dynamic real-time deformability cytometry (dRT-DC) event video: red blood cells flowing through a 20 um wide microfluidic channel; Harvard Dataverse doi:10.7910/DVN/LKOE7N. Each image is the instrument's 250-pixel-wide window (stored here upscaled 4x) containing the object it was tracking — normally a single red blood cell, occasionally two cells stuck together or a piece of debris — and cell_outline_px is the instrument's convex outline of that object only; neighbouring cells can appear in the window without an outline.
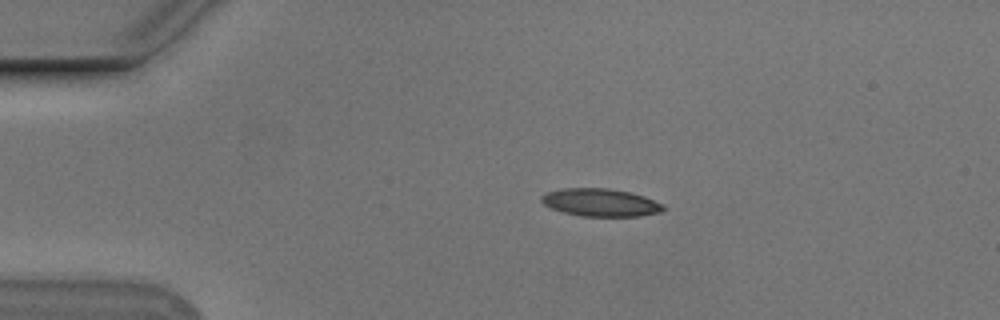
{"species": "Egyptian fruit bat (a non-hibernating species)", "species_latin": "Rousettus aegyptiacus", "temperature_condition": "cold", "stored_images_in_passage": 44, "camera_frame_rate_fps": 3000, "um_per_image_px": 0.085, "animal": {"sex": "male"}, "frame": {"image": 1, "passage_image": 1, "time_ms": 0.0, "image_size_px": [1000, 320], "cell_outline_px": [[664, 208], [660, 212], [636, 216], [580, 216], [564, 212], [552, 208], [544, 204], [540, 200], [540, 196], [548, 192], [564, 188], [608, 188], [628, 192], [644, 196], [664, 204]], "centroid_in_image_um": [51.03, 17.21], "position_along_channel_um": 34.0, "area_um2": 19.54}}
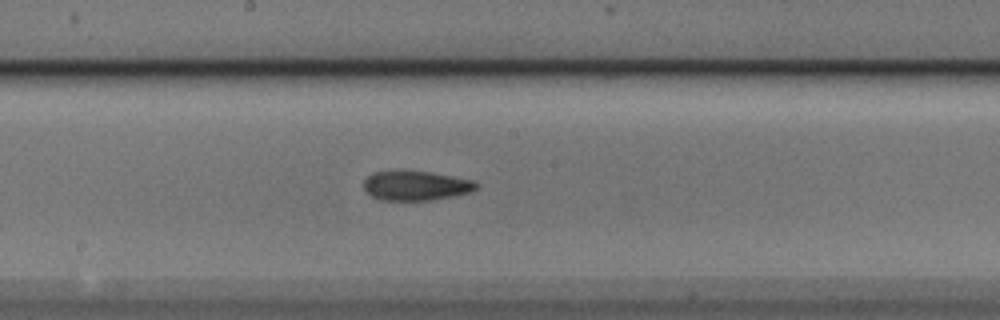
{"frame": {"image": 2, "passage_image": 19, "time_ms": 6.0, "image_size_px": [1000, 320], "cell_outline_px": [[480, 184], [476, 188], [468, 192], [452, 196], [428, 200], [380, 200], [372, 196], [364, 188], [364, 180], [368, 176], [376, 172], [432, 172], [472, 180]], "centroid_in_image_um": [35.36, 15.79], "position_along_channel_um": 212.8, "area_um2": 18.84}}
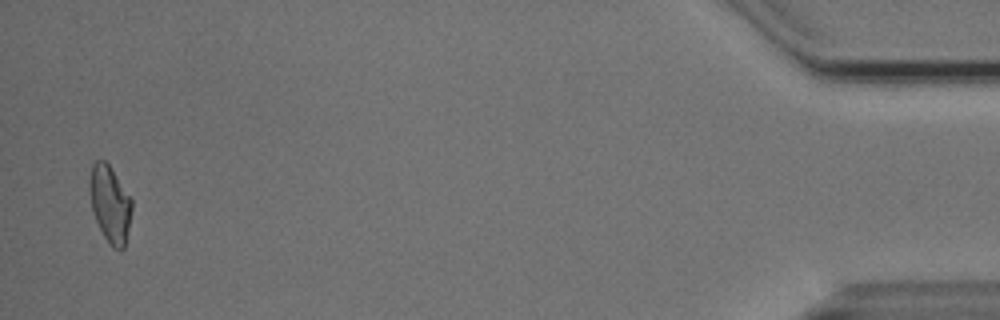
{"frame": {"image": 3, "passage_image": 43, "time_ms": 14.0, "image_size_px": [1000, 320], "cell_outline_px": [[132, 208], [124, 248], [120, 252], [112, 248], [108, 244], [96, 220], [92, 208], [88, 184], [92, 164], [96, 160], [104, 160], [108, 164], [132, 200]], "centroid_in_image_um": [9.34, 17.36], "position_along_channel_um": 425.9, "area_um2": 18.73}, "authors_computed_cell_mechanics": {"area_um2": 19.2185, "velocity_mm_per_s": 3.755, "shape_relaxation_time_tau1_ms": null, "shape_relaxation_time_tau2_ms": 3.5128, "deformation_change_tau1": null, "deformation_change_tau2": 0.1073}}